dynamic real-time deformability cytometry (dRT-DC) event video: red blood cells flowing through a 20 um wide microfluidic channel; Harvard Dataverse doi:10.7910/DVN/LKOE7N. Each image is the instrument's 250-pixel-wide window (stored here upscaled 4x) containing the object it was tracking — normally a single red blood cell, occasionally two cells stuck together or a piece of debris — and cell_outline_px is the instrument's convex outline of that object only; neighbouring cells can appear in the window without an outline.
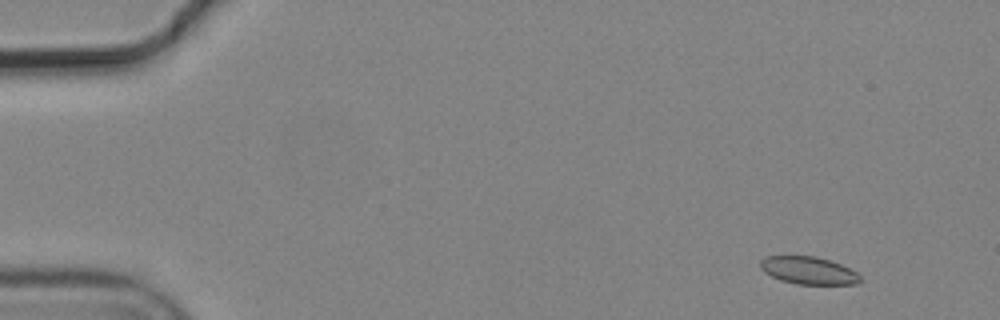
{"species": "common noctule bat (a hibernating species)", "species_latin": "Nyctalus noctula", "temperature_condition": "cold", "stored_images_in_passage": 4, "camera_frame_rate_fps": 3000, "um_per_image_px": 0.085, "animal": {"sex": "male", "body_mass_g": 19.2, "forearm_length_mm": 51.8}, "frame": {"image": 1, "passage_image": 1, "time_ms": 0.0, "image_size_px": [1000, 320], "cell_outline_px": [[860, 284], [796, 284], [780, 280], [764, 272], [760, 268], [760, 260], [764, 256], [816, 256], [840, 264], [856, 272], [860, 276]], "centroid_in_image_um": [68.69, 22.99], "position_along_channel_um": 16.3, "area_um2": 16.01}}
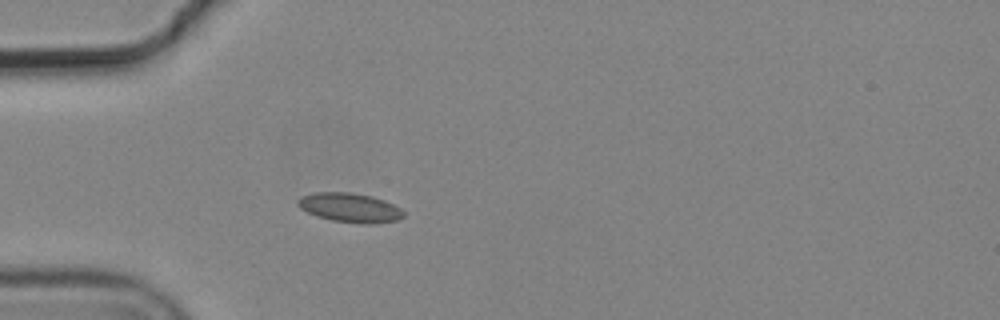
{"frame": {"image": 2, "passage_image": 4, "time_ms": 1.0, "image_size_px": [1000, 320], "cell_outline_px": [[404, 216], [396, 220], [376, 224], [360, 224], [332, 220], [316, 216], [300, 208], [296, 204], [296, 200], [300, 196], [312, 192], [348, 192], [372, 196], [384, 200], [400, 208], [404, 212]], "centroid_in_image_um": [29.71, 17.65], "position_along_channel_um": 55.3, "area_um2": 18.21}}